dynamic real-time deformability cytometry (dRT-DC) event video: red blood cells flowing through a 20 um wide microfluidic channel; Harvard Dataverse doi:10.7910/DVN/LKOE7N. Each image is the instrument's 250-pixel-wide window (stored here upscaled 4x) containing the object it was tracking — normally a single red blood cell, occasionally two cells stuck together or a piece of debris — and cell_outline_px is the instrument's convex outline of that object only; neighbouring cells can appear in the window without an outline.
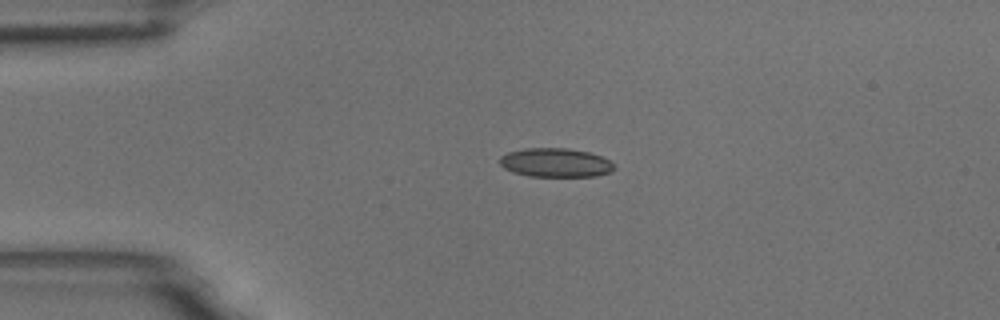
{"species": "common noctule bat (a hibernating species)", "species_latin": "Nyctalus noctula", "temperature_condition": "room temperature", "stored_images_in_passage": 12, "camera_frame_rate_fps": 3000, "um_per_image_px": 0.085, "animal": {"sex": "male", "body_mass_g": 18.8}, "frame": {"image": 1, "passage_image": 1, "time_ms": 0.0, "image_size_px": [1000, 320], "cell_outline_px": [[616, 168], [612, 172], [596, 176], [528, 176], [512, 172], [504, 168], [500, 164], [500, 156], [508, 152], [524, 148], [568, 148], [588, 152], [600, 156], [608, 160]], "centroid_in_image_um": [47.2, 13.82], "position_along_channel_um": 37.8, "area_um2": 19.31}}